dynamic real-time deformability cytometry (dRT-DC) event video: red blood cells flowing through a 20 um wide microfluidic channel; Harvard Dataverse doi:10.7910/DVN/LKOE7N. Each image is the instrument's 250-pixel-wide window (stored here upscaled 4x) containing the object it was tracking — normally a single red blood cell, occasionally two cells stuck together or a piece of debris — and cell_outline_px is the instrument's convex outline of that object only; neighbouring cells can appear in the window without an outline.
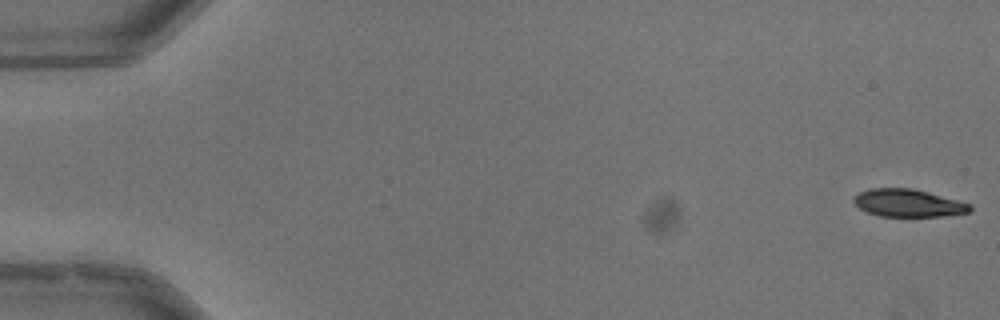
{"species": "common noctule bat (a hibernating species)", "species_latin": "Nyctalus noctula", "temperature_condition": "warm", "stored_images_in_passage": 53, "camera_frame_rate_fps": 3000, "um_per_image_px": 0.085, "animal": {"sex": "male", "body_mass_g": 13.3}, "frame": {"image": 1, "passage_image": 1, "time_ms": 0.0, "image_size_px": [1000, 320], "cell_outline_px": [[972, 208], [968, 212], [944, 216], [880, 216], [868, 212], [860, 208], [852, 200], [860, 192], [868, 188], [912, 188], [928, 192], [972, 204]], "centroid_in_image_um": [77.2, 17.25], "position_along_channel_um": 7.8, "area_um2": 18.55}}
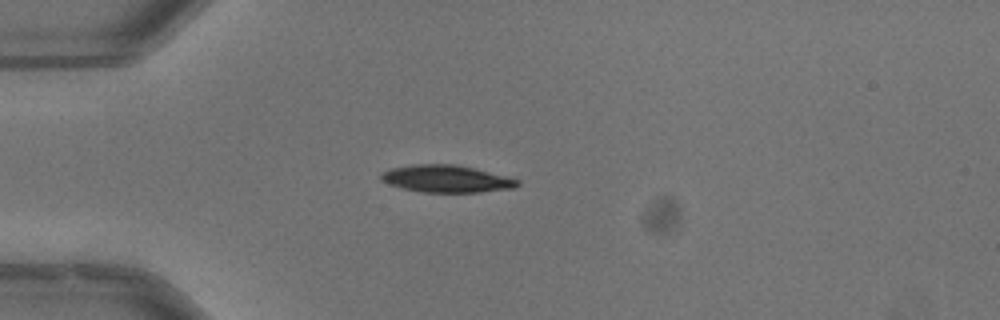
{"frame": {"image": 2, "passage_image": 15, "time_ms": 4.667, "image_size_px": [1000, 320], "cell_outline_px": [[520, 184], [516, 188], [480, 192], [420, 192], [388, 184], [380, 180], [380, 176], [388, 168], [412, 164], [456, 164], [508, 176], [520, 180]], "centroid_in_image_um": [37.96, 15.19], "position_along_channel_um": 47.0, "area_um2": 21.85}}
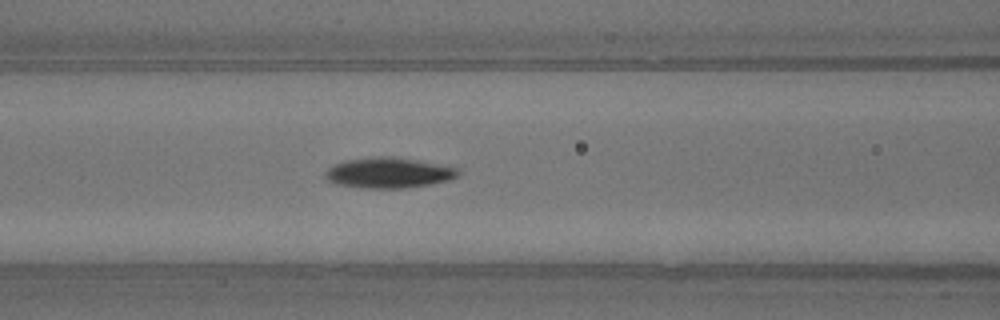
{"frame": {"image": 3, "passage_image": 23, "time_ms": 7.333, "image_size_px": [1000, 320], "cell_outline_px": [[460, 172], [456, 176], [448, 180], [428, 184], [404, 188], [360, 188], [336, 184], [328, 180], [324, 176], [324, 172], [332, 164], [344, 160], [376, 156], [388, 156], [416, 160], [460, 168]], "centroid_in_image_um": [32.97, 14.68], "position_along_channel_um": 133.6, "area_um2": 23.64}, "authors_computed_cell_mechanics": {"area_um2": 21.675, "velocity_mm_per_s": 3.9794, "shape_relaxation_time_tau1_ms": 3.5016, "shape_relaxation_time_tau2_ms": 6.9612, "deformation_change_tau1": 0.1768, "deformation_change_tau2": 0.1223}}